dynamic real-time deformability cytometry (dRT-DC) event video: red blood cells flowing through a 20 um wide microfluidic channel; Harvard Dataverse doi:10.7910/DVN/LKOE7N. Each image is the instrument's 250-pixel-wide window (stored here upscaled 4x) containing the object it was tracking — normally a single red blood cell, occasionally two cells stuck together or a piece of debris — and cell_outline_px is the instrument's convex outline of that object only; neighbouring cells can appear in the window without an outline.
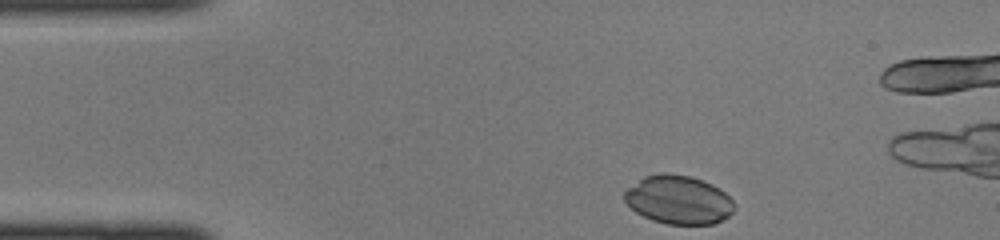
{"species": "common noctule bat (a hibernating species)", "species_latin": "Nyctalus noctula", "temperature_condition": "cold", "stored_images_in_passage": 34, "camera_frame_rate_fps": 3000, "um_per_image_px": 0.085, "animal": {"sex": "female", "body_mass_g": 22.0, "forearm_length_mm": 56.7}, "frame": {"image": 1, "passage_image": 1, "time_ms": 0.0, "image_size_px": [1000, 240], "cell_outline_px": [[736, 208], [728, 216], [712, 224], [668, 224], [652, 220], [636, 212], [624, 200], [624, 192], [628, 188], [644, 176], [660, 172], [668, 172], [692, 176], [712, 184], [720, 188], [736, 204]], "centroid_in_image_um": [57.68, 16.96], "position_along_channel_um": 27.3, "area_um2": 31.21}}